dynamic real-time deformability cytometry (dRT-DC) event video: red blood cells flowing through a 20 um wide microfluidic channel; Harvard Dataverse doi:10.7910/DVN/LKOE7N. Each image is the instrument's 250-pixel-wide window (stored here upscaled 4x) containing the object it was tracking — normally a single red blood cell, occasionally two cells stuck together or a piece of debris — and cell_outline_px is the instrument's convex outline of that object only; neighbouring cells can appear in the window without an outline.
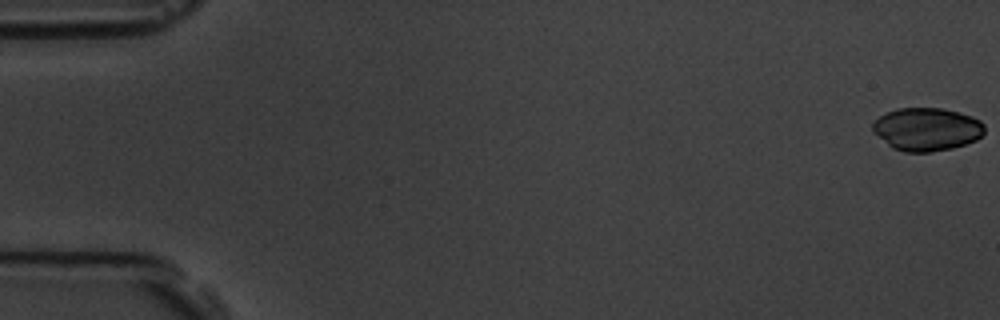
{"species": "common noctule bat (a hibernating species)", "species_latin": "Nyctalus noctula", "temperature_condition": "room temperature", "stored_images_in_passage": 5, "camera_frame_rate_fps": 3000, "um_per_image_px": 0.085, "animal": {"sex": "male", "body_mass_g": 19.5, "forearm_length_mm": 54.6}, "frame": {"image": 1, "passage_image": 1, "time_ms": 0.0, "image_size_px": [1000, 320], "cell_outline_px": [[984, 132], [976, 140], [952, 148], [932, 152], [904, 152], [892, 148], [872, 132], [872, 124], [880, 116], [896, 108], [944, 108], [972, 116], [980, 120], [984, 124]], "centroid_in_image_um": [78.76, 10.98], "position_along_channel_um": 6.2, "area_um2": 28.15}}
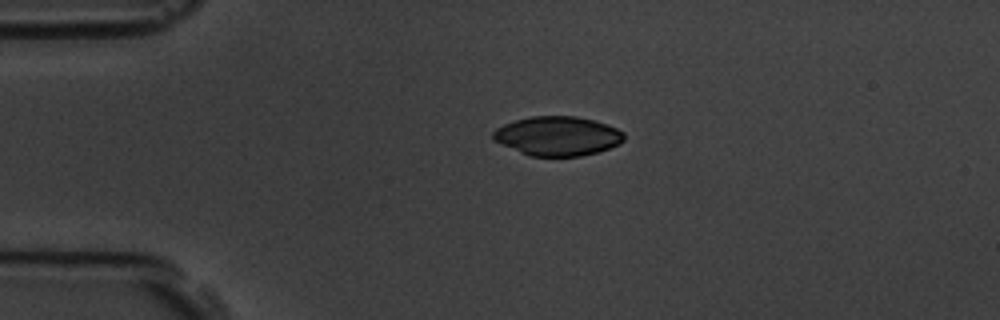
{"frame": {"image": 2, "passage_image": 4, "time_ms": 4.0, "image_size_px": [1000, 320], "cell_outline_px": [[624, 140], [620, 144], [596, 152], [580, 156], [528, 156], [496, 140], [492, 136], [492, 132], [496, 128], [504, 124], [516, 120], [532, 116], [576, 116], [608, 124], [624, 132]], "centroid_in_image_um": [47.42, 11.55], "position_along_channel_um": 37.6, "area_um2": 29.71}}